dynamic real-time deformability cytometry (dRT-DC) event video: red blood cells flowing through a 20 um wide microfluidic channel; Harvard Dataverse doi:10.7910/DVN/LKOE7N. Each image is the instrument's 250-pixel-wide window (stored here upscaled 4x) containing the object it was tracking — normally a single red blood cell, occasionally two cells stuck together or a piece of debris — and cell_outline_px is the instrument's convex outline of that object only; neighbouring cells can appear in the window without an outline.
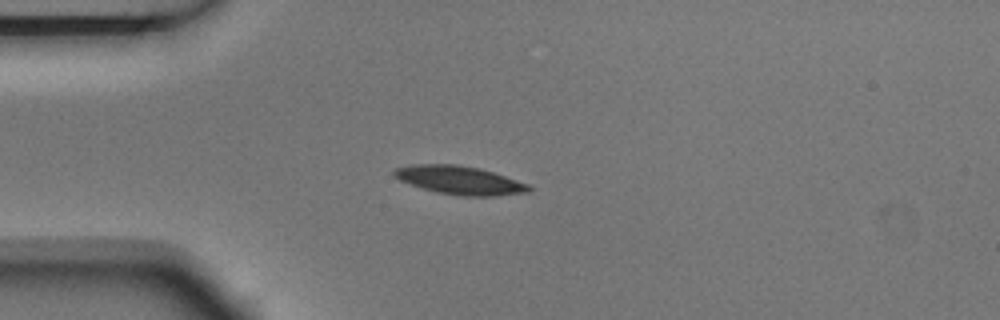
{"species": "Egyptian fruit bat (a non-hibernating species)", "species_latin": "Rousettus aegyptiacus", "temperature_condition": "room temperature", "stored_images_in_passage": 3, "camera_frame_rate_fps": 3000, "um_per_image_px": 0.085, "animal": {"sex": "male"}, "frame": {"image": 1, "passage_image": 3, "time_ms": 0.667, "image_size_px": [1000, 320], "cell_outline_px": [[532, 188], [528, 192], [496, 196], [460, 196], [436, 192], [400, 180], [392, 176], [392, 172], [396, 168], [412, 164], [456, 164], [480, 168], [532, 184]], "centroid_in_image_um": [39.12, 15.31], "position_along_channel_um": 45.9, "area_um2": 22.48}}